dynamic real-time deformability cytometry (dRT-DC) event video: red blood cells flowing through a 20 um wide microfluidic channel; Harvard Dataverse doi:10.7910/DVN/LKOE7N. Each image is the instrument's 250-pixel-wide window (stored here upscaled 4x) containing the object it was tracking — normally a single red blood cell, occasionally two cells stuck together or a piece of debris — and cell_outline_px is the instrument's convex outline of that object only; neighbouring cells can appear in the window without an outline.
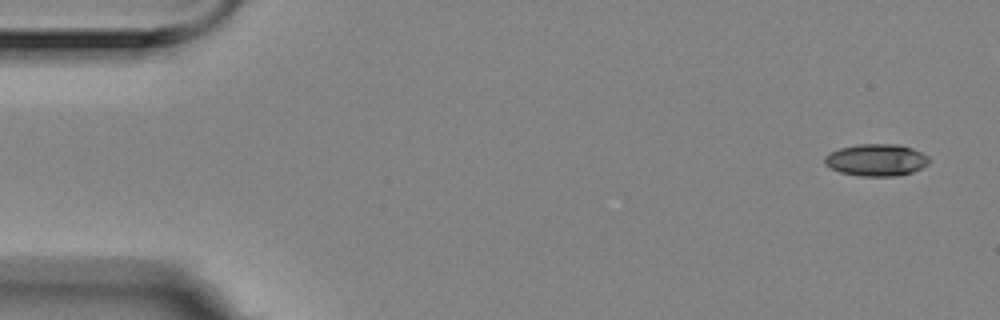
{"species": "Egyptian fruit bat (a non-hibernating species)", "species_latin": "Rousettus aegyptiacus", "temperature_condition": "room temperature", "stored_images_in_passage": 5, "camera_frame_rate_fps": 3000, "um_per_image_px": 0.085, "animal": {"sex": "female"}, "frame": {"image": 1, "passage_image": 1, "time_ms": 0.0, "image_size_px": [1000, 320], "cell_outline_px": [[928, 164], [912, 172], [896, 176], [860, 176], [840, 172], [824, 164], [824, 156], [840, 148], [856, 144], [896, 144], [912, 148], [928, 156]], "centroid_in_image_um": [74.47, 13.6], "position_along_channel_um": 10.5, "area_um2": 19.36}}
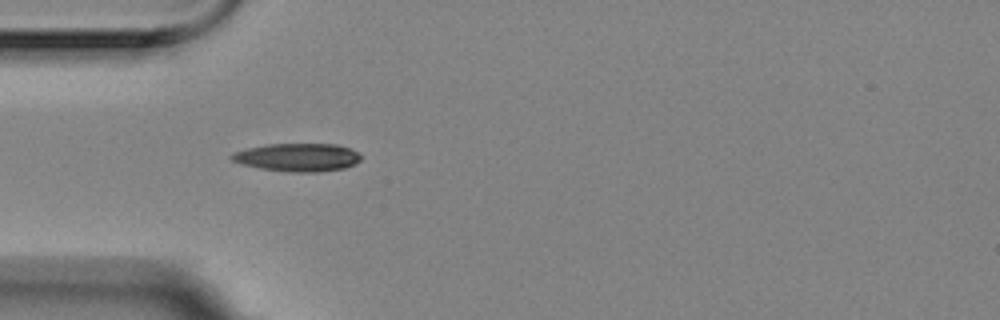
{"frame": {"image": 2, "passage_image": 5, "time_ms": 1.333, "image_size_px": [1000, 320], "cell_outline_px": [[360, 160], [356, 164], [344, 168], [316, 172], [288, 172], [260, 168], [240, 164], [228, 160], [228, 156], [232, 152], [248, 148], [268, 144], [336, 144], [352, 148], [360, 152]], "centroid_in_image_um": [25.27, 13.37], "position_along_channel_um": 59.7, "area_um2": 21.5}}